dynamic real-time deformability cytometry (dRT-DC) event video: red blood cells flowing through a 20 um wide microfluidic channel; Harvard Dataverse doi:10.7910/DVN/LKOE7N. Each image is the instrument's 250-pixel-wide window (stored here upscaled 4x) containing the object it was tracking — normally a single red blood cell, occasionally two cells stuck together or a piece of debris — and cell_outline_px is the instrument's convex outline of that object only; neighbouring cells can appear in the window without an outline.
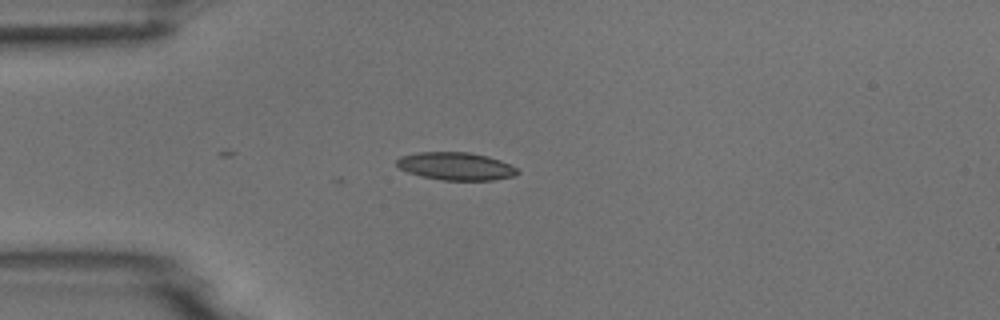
{"species": "common noctule bat (a hibernating species)", "species_latin": "Nyctalus noctula", "temperature_condition": "room temperature", "stored_images_in_passage": 5, "camera_frame_rate_fps": 3000, "um_per_image_px": 0.085, "animal": {"sex": "male", "body_mass_g": 18.8}, "frame": {"image": 1, "passage_image": 5, "time_ms": 5.333, "image_size_px": [1000, 320], "cell_outline_px": [[520, 172], [516, 176], [492, 180], [440, 180], [420, 176], [408, 172], [400, 168], [396, 164], [396, 160], [400, 156], [416, 152], [468, 152], [488, 156], [500, 160], [516, 168]], "centroid_in_image_um": [38.74, 14.13], "position_along_channel_um": 46.3, "area_um2": 19.65}}